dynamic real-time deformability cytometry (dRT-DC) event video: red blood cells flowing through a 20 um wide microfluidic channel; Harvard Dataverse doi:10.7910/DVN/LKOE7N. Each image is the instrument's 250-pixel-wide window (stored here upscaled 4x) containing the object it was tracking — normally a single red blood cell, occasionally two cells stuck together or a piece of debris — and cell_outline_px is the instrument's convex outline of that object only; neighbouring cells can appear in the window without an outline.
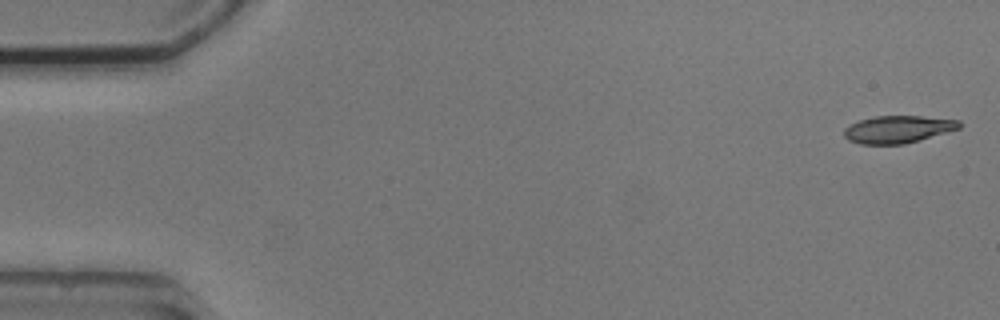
{"species": "common noctule bat (a hibernating species)", "species_latin": "Nyctalus noctula", "temperature_condition": "cold", "stored_images_in_passage": 5, "camera_frame_rate_fps": 3000, "um_per_image_px": 0.085, "animal": {"sex": "male", "body_mass_g": 20.5, "forearm_length_mm": 52.5}, "frame": {"image": 1, "passage_image": 1, "time_ms": 0.0, "image_size_px": [1000, 320], "cell_outline_px": [[960, 128], [904, 144], [860, 144], [848, 140], [844, 136], [844, 128], [860, 120], [876, 116], [920, 116], [960, 120]], "centroid_in_image_um": [76.3, 10.99], "position_along_channel_um": 8.7, "area_um2": 18.15}}